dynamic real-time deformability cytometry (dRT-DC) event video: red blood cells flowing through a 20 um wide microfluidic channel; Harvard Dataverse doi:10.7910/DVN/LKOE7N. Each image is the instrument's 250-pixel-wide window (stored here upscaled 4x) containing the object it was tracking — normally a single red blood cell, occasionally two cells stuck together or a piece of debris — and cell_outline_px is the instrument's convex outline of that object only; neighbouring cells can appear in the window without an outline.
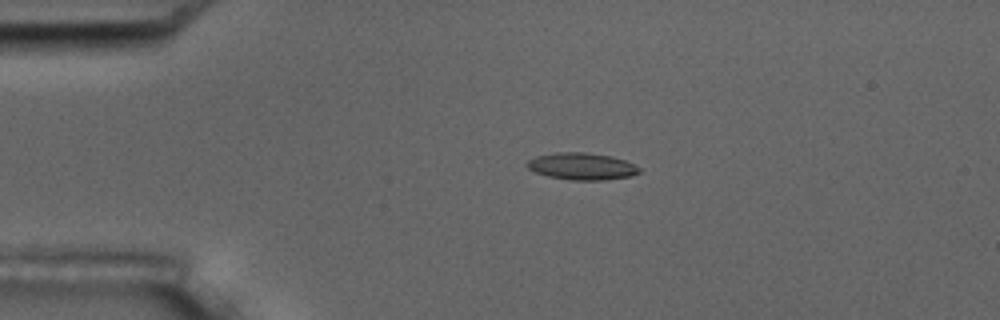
{"species": "common noctule bat (a hibernating species)", "species_latin": "Nyctalus noctula", "temperature_condition": "room temperature", "stored_images_in_passage": 4, "camera_frame_rate_fps": 3000, "um_per_image_px": 0.085, "animal": {"sex": "male", "body_mass_g": 17.5, "forearm_length_mm": 52.3}, "frame": {"image": 1, "passage_image": 3, "time_ms": 2.333, "image_size_px": [1000, 320], "cell_outline_px": [[640, 172], [632, 176], [604, 180], [572, 180], [548, 176], [536, 172], [528, 168], [524, 164], [528, 160], [536, 156], [556, 152], [584, 152], [612, 156], [624, 160], [640, 168]], "centroid_in_image_um": [49.44, 14.13], "position_along_channel_um": 35.6, "area_um2": 17.63}}